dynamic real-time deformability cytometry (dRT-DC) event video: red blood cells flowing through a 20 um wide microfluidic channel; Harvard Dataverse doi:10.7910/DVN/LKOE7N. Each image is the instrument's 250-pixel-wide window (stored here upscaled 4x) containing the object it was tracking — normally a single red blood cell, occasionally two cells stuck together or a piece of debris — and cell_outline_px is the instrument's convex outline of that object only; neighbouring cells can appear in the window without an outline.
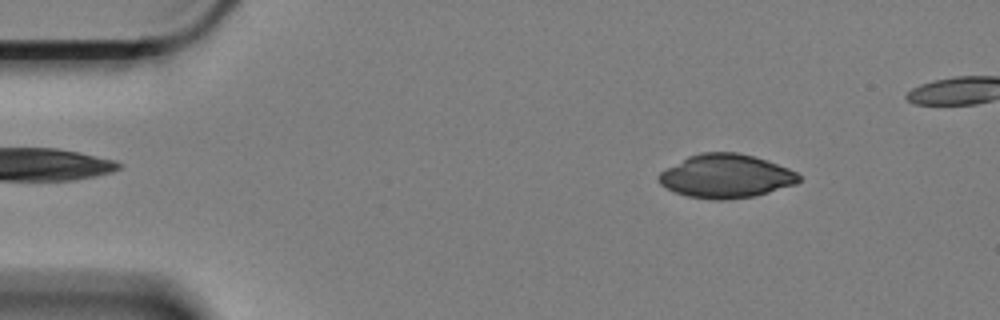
{"species": "Egyptian fruit bat (a non-hibernating species)", "species_latin": "Rousettus aegyptiacus", "temperature_condition": "cold", "stored_images_in_passage": 54, "camera_frame_rate_fps": 3000, "um_per_image_px": 0.085, "animal": {"sex": "female"}, "frame": {"image": 1, "passage_image": 7, "time_ms": 2.0, "image_size_px": [1000, 320], "cell_outline_px": [[800, 180], [796, 184], [756, 196], [728, 200], [712, 200], [688, 196], [676, 192], [660, 184], [660, 172], [688, 156], [700, 152], [736, 152], [752, 156], [788, 168], [796, 172], [800, 176]], "centroid_in_image_um": [61.72, 14.98], "position_along_channel_um": 23.3, "area_um2": 35.37}}